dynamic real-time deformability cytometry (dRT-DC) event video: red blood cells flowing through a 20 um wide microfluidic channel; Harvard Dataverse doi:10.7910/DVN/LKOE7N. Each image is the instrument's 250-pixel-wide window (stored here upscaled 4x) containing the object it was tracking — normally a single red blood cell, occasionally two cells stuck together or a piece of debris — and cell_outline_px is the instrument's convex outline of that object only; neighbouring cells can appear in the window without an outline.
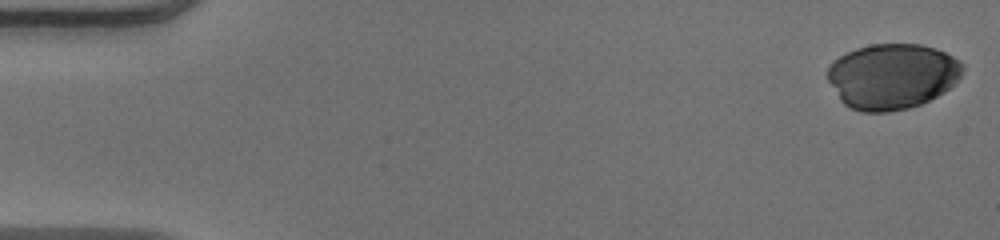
{"species": "human", "species_latin": "Homo sapiens", "temperature_condition": "warm", "stored_images_in_passage": 42, "camera_frame_rate_fps": 3000, "um_per_image_px": 0.085, "donor": {"sex": "male"}, "frame": {"image": 1, "passage_image": 1, "time_ms": 0.0, "image_size_px": [1000, 240], "cell_outline_px": [[964, 68], [960, 76], [944, 92], [920, 104], [908, 108], [888, 112], [860, 112], [844, 104], [840, 100], [828, 80], [828, 68], [832, 60], [856, 48], [872, 44], [920, 44], [936, 48], [960, 60], [964, 64]], "centroid_in_image_um": [75.83, 6.47], "position_along_channel_um": 9.2, "area_um2": 51.5}}
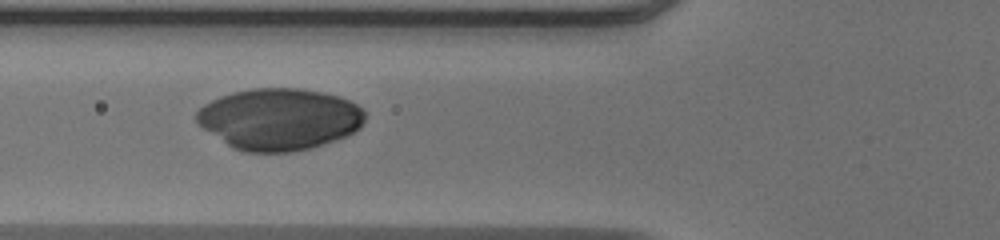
{"frame": {"image": 2, "passage_image": 19, "time_ms": 6.0, "image_size_px": [1000, 240], "cell_outline_px": [[364, 124], [360, 128], [348, 136], [312, 148], [292, 152], [244, 152], [232, 148], [196, 124], [196, 112], [204, 104], [220, 96], [232, 92], [252, 88], [300, 88], [340, 96], [356, 104], [364, 112]], "centroid_in_image_um": [23.73, 10.13], "position_along_channel_um": 102.1, "area_um2": 60.92}}
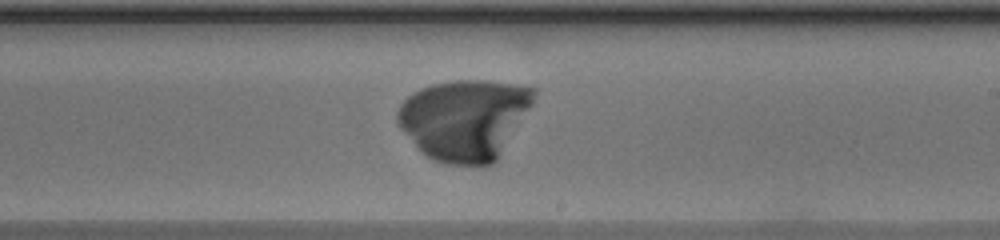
{"frame": {"image": 3, "passage_image": 30, "time_ms": 9.667, "image_size_px": [1000, 240], "cell_outline_px": [[536, 96], [532, 104], [496, 160], [492, 164], [480, 168], [444, 164], [432, 160], [420, 152], [416, 148], [400, 128], [396, 120], [396, 112], [400, 104], [408, 96], [420, 88], [432, 84], [456, 80], [484, 80], [516, 84], [536, 88]], "centroid_in_image_um": [39.46, 10.18], "position_along_channel_um": 249.5, "area_um2": 64.79}}